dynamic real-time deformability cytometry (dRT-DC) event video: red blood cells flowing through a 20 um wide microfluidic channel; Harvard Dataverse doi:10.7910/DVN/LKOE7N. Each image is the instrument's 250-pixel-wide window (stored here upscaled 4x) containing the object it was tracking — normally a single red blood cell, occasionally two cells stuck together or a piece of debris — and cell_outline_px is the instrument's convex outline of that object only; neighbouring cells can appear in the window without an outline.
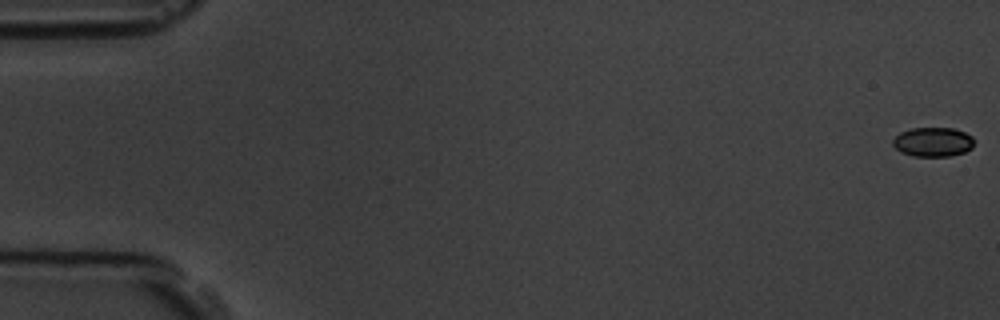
{"species": "common noctule bat (a hibernating species)", "species_latin": "Nyctalus noctula", "temperature_condition": "room temperature", "stored_images_in_passage": 56, "camera_frame_rate_fps": 3000, "um_per_image_px": 0.085, "animal": {"sex": "male", "body_mass_g": 19.5, "forearm_length_mm": 54.6}, "frame": {"image": 1, "passage_image": 1, "time_ms": 0.0, "image_size_px": [1000, 320], "cell_outline_px": [[976, 140], [972, 148], [964, 152], [948, 156], [912, 156], [900, 152], [892, 144], [892, 140], [900, 132], [912, 128], [952, 128], [964, 132], [972, 136]], "centroid_in_image_um": [79.31, 12.06], "position_along_channel_um": 5.7, "area_um2": 13.99}}
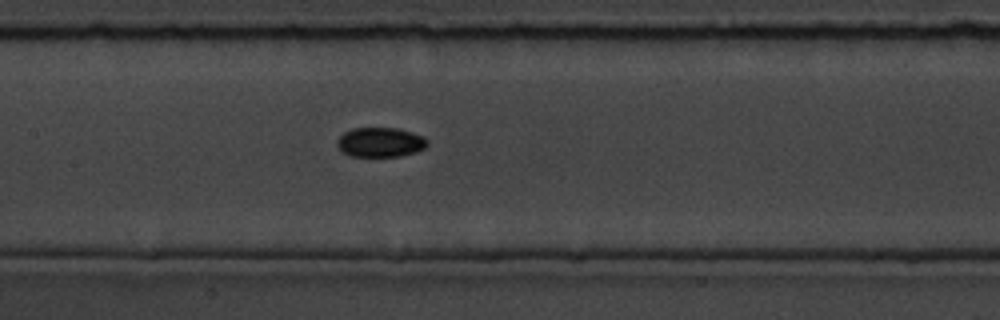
{"frame": {"image": 2, "passage_image": 28, "time_ms": 9.0, "image_size_px": [1000, 320], "cell_outline_px": [[428, 144], [424, 148], [416, 152], [400, 156], [352, 156], [340, 152], [336, 144], [336, 140], [344, 132], [352, 128], [396, 128], [412, 132], [424, 136], [428, 140]], "centroid_in_image_um": [32.31, 12.09], "position_along_channel_um": 175.1, "area_um2": 15.72}}
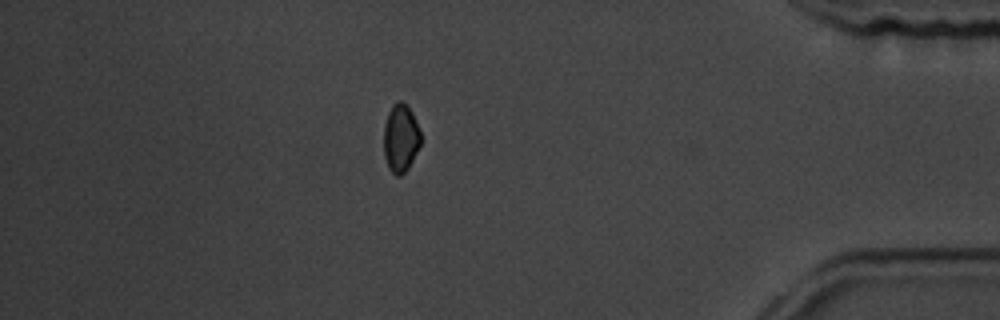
{"frame": {"image": 3, "passage_image": 50, "time_ms": 16.333, "image_size_px": [1000, 320], "cell_outline_px": [[420, 144], [408, 168], [400, 176], [396, 176], [388, 168], [384, 156], [384, 124], [388, 112], [392, 104], [396, 100], [400, 100], [412, 112], [420, 132]], "centroid_in_image_um": [34.03, 11.73], "position_along_channel_um": 401.2, "area_um2": 14.57}}